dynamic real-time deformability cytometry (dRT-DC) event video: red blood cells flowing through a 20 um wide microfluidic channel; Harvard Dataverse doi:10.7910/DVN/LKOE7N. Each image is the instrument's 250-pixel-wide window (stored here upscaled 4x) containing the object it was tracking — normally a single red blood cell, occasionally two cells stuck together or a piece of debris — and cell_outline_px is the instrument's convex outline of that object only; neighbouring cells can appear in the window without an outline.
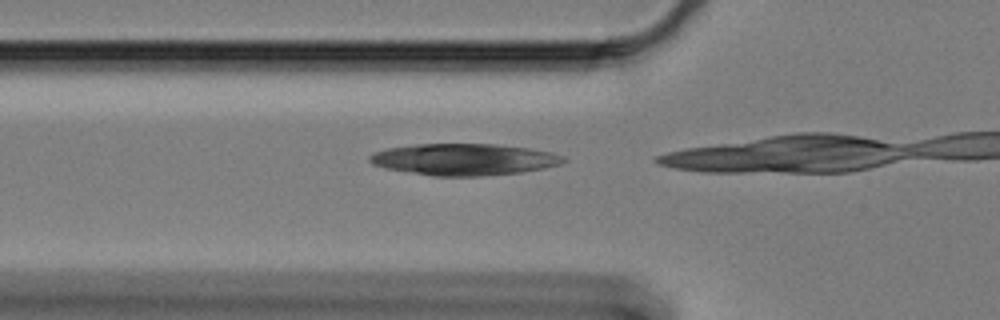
{"species": "Egyptian fruit bat (a non-hibernating species)", "species_latin": "Rousettus aegyptiacus", "temperature_condition": "cold", "stored_images_in_passage": 4, "camera_frame_rate_fps": 3000, "um_per_image_px": 0.085, "animal": {"sex": "female"}, "frame": {"image": 1, "passage_image": 2, "time_ms": 0.333, "image_size_px": [1000, 320], "cell_outline_px": [[568, 160], [560, 164], [544, 168], [520, 172], [480, 176], [432, 176], [388, 168], [372, 164], [368, 160], [368, 156], [372, 152], [388, 148], [416, 144], [496, 144], [528, 148], [552, 152], [564, 156]], "centroid_in_image_um": [39.45, 13.54], "position_along_channel_um": 86.4, "area_um2": 35.66}}